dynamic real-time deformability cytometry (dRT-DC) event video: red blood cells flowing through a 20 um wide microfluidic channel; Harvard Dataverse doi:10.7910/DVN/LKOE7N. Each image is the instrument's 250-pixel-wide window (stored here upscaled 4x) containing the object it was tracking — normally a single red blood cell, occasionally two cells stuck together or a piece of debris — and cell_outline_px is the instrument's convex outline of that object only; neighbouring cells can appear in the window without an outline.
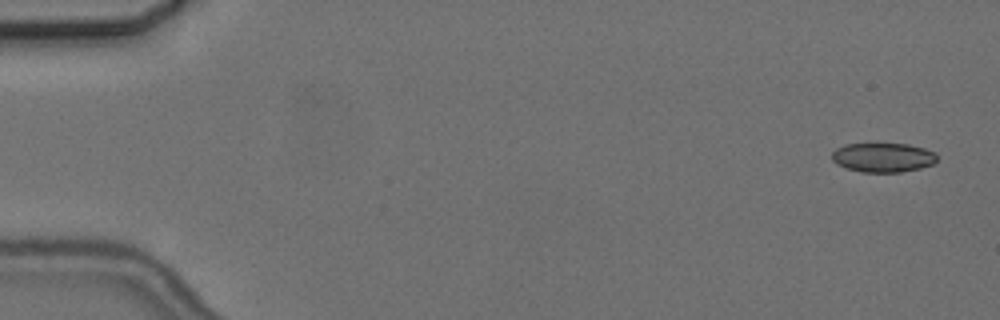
{"species": "common noctule bat (a hibernating species)", "species_latin": "Nyctalus noctula", "temperature_condition": "cold", "stored_images_in_passage": 5, "camera_frame_rate_fps": 3000, "um_per_image_px": 0.085, "animal": {"sex": "female", "body_mass_g": 24.6, "forearm_length_mm": 56.2}, "frame": {"image": 1, "passage_image": 1, "time_ms": 0.0, "image_size_px": [1000, 320], "cell_outline_px": [[936, 160], [932, 164], [920, 168], [900, 172], [860, 172], [836, 164], [832, 160], [832, 152], [836, 148], [844, 144], [908, 144], [924, 148], [936, 152]], "centroid_in_image_um": [75.04, 13.38], "position_along_channel_um": 10.0, "area_um2": 17.92}}
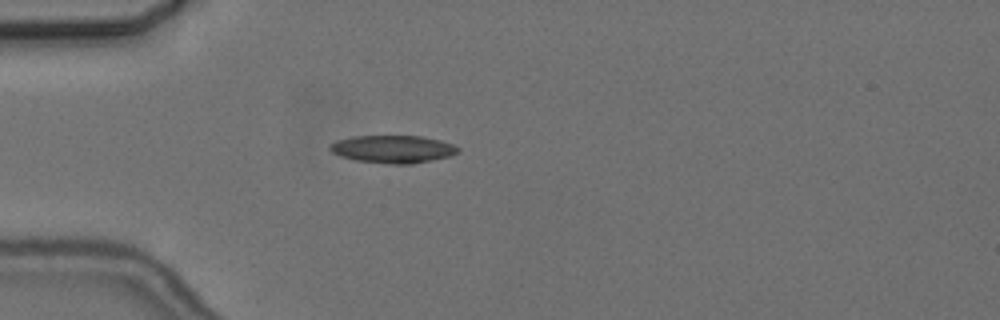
{"frame": {"image": 2, "passage_image": 5, "time_ms": 4.667, "image_size_px": [1000, 320], "cell_outline_px": [[460, 152], [452, 156], [412, 164], [392, 164], [356, 160], [340, 156], [332, 152], [328, 148], [328, 144], [336, 140], [356, 136], [420, 136], [440, 140], [452, 144], [460, 148]], "centroid_in_image_um": [33.41, 12.67], "position_along_channel_um": 51.6, "area_um2": 20.75}}